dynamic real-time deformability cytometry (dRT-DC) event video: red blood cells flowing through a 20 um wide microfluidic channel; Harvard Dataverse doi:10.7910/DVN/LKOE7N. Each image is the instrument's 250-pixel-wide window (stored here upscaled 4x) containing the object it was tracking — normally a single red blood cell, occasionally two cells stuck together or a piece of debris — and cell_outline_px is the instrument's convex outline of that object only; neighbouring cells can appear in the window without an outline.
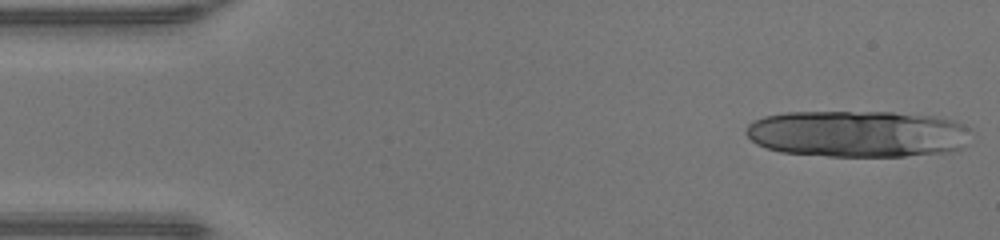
{"species": "human", "species_latin": "Homo sapiens", "temperature_condition": "warm", "stored_images_in_passage": 13, "camera_frame_rate_fps": 3000, "um_per_image_px": 0.085, "donor": {"sex": "male"}, "frame": {"image": 1, "passage_image": 1, "time_ms": 0.0, "image_size_px": [1000, 240], "cell_outline_px": [[972, 128], [960, 148], [948, 152], [904, 156], [828, 156], [780, 152], [756, 144], [744, 132], [744, 128], [752, 120], [764, 116], [788, 112], [892, 112], [932, 116], [956, 120]], "centroid_in_image_um": [72.87, 11.36], "position_along_channel_um": 12.1, "area_um2": 61.56}}
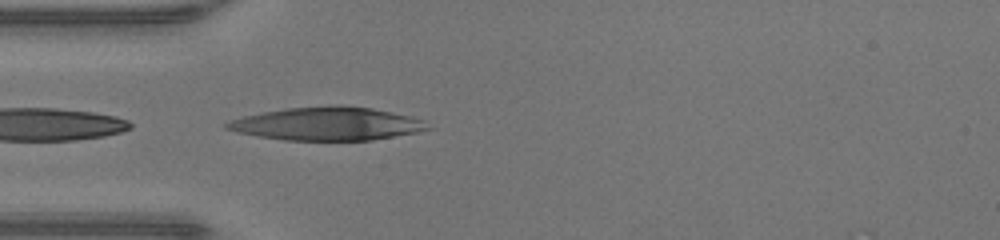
{"frame": {"image": 2, "passage_image": 13, "time_ms": 4.0, "image_size_px": [1000, 240], "cell_outline_px": [[432, 128], [416, 132], [372, 140], [284, 140], [256, 136], [236, 132], [224, 128], [224, 124], [228, 120], [260, 112], [284, 108], [332, 104], [340, 104], [372, 108], [412, 116], [424, 120]], "centroid_in_image_um": [27.78, 10.5], "position_along_channel_um": 57.2, "area_um2": 39.36}}